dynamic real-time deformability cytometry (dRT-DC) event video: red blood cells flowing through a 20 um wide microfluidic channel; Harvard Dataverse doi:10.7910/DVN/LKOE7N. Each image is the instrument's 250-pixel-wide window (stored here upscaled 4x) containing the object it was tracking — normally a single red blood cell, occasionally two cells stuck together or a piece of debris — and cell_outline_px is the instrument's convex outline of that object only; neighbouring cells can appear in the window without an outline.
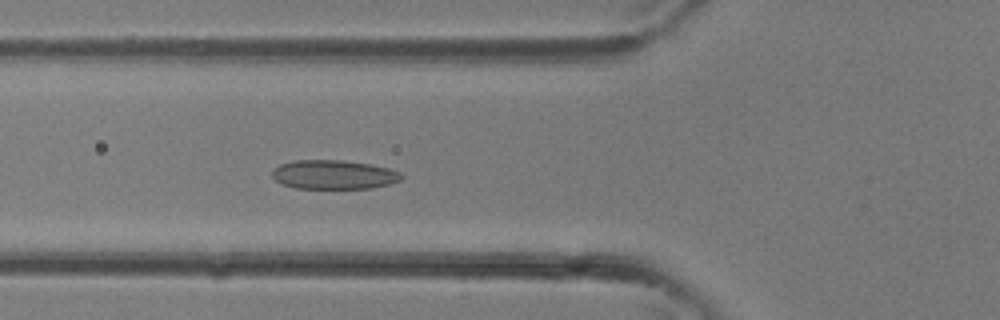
{"species": "common noctule bat (a hibernating species)", "species_latin": "Nyctalus noctula", "temperature_condition": "room temperature", "stored_images_in_passage": 33, "camera_frame_rate_fps": 3000, "um_per_image_px": 0.085, "animal": {"sex": "female"}, "frame": {"image": 1, "passage_image": 10, "time_ms": 3.0, "image_size_px": [1000, 320], "cell_outline_px": [[404, 176], [400, 180], [388, 184], [372, 188], [296, 188], [280, 184], [272, 176], [272, 168], [280, 164], [292, 160], [344, 160], [368, 164], [388, 168], [400, 172]], "centroid_in_image_um": [28.33, 14.84], "position_along_channel_um": 97.5, "area_um2": 21.96}}
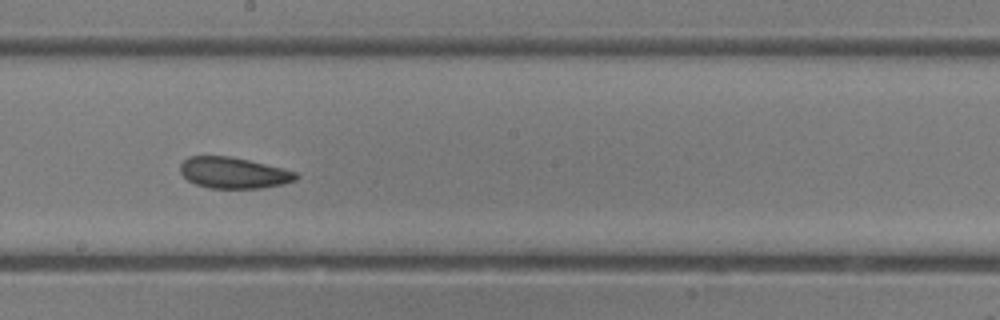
{"frame": {"image": 2, "passage_image": 17, "time_ms": 5.333, "image_size_px": [1000, 320], "cell_outline_px": [[300, 176], [296, 180], [284, 184], [264, 188], [208, 188], [196, 184], [188, 180], [180, 172], [180, 164], [188, 156], [232, 156], [284, 168], [296, 172]], "centroid_in_image_um": [19.88, 14.69], "position_along_channel_um": 228.3, "area_um2": 21.21}}
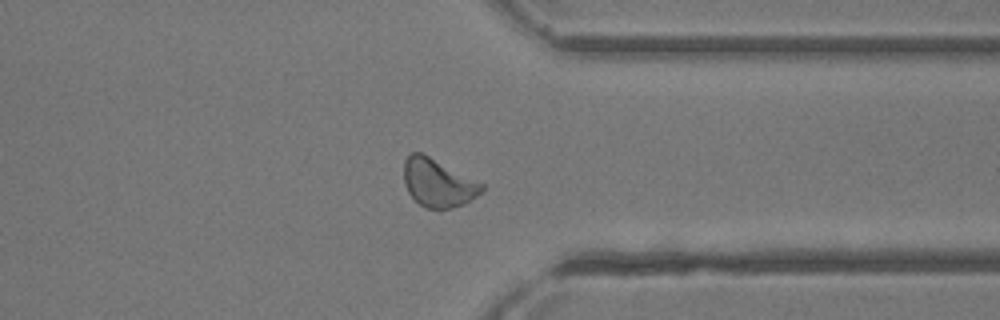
{"frame": {"image": 3, "passage_image": 25, "time_ms": 8.0, "image_size_px": [1000, 320], "cell_outline_px": [[484, 188], [476, 196], [464, 204], [452, 208], [424, 208], [408, 192], [404, 184], [404, 160], [412, 152], [420, 152], [484, 184]], "centroid_in_image_um": [37.21, 15.55], "position_along_channel_um": 374.2, "area_um2": 21.44}}